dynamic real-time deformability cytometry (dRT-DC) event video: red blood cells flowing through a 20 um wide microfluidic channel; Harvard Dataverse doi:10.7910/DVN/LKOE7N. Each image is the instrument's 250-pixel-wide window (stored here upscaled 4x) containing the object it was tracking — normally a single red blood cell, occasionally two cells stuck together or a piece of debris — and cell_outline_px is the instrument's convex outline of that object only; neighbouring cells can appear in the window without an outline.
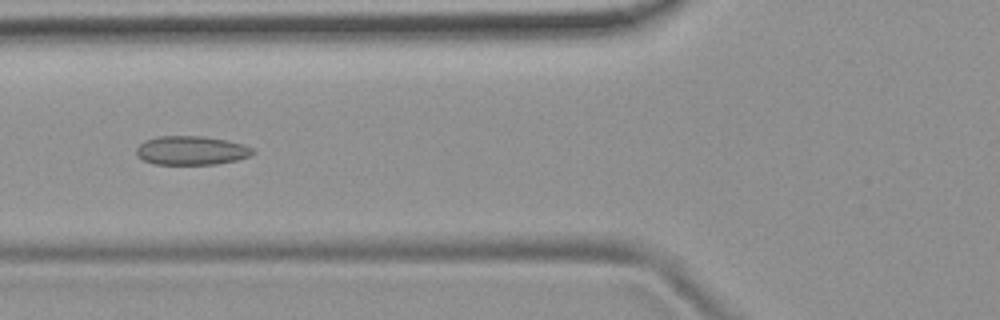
{"species": "common noctule bat (a hibernating species)", "species_latin": "Nyctalus noctula", "temperature_condition": "room temperature", "stored_images_in_passage": 50, "camera_frame_rate_fps": 3000, "um_per_image_px": 0.085, "animal": {"sex": "female", "body_mass_g": 19.9}, "frame": {"image": 1, "passage_image": 17, "time_ms": 5.333, "image_size_px": [1000, 320], "cell_outline_px": [[256, 152], [252, 156], [236, 160], [216, 164], [152, 164], [136, 156], [136, 148], [144, 140], [156, 136], [204, 136], [244, 144], [256, 148]], "centroid_in_image_um": [16.28, 12.79], "position_along_channel_um": 109.5, "area_um2": 19.88}}
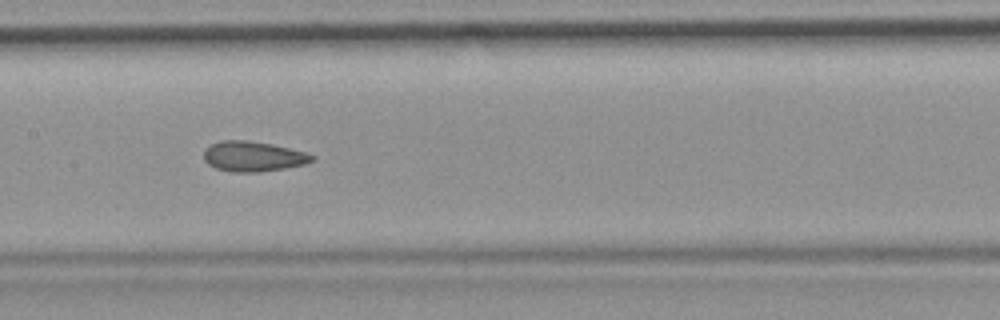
{"frame": {"image": 2, "passage_image": 23, "time_ms": 7.333, "image_size_px": [1000, 320], "cell_outline_px": [[316, 160], [304, 164], [284, 168], [260, 172], [232, 172], [216, 168], [208, 164], [204, 160], [204, 148], [212, 144], [224, 140], [248, 140], [272, 144], [308, 152], [316, 156]], "centroid_in_image_um": [21.55, 13.29], "position_along_channel_um": 185.9, "area_um2": 19.19}}
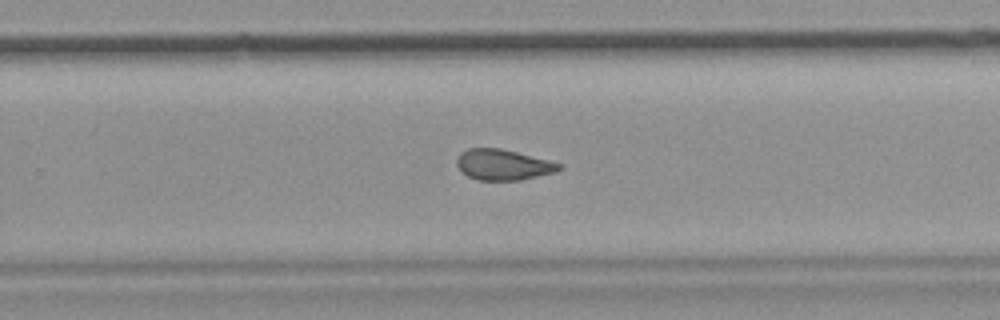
{"frame": {"image": 3, "passage_image": 31, "time_ms": 10.0, "image_size_px": [1000, 320], "cell_outline_px": [[564, 164], [556, 172], [520, 180], [480, 180], [468, 176], [456, 164], [456, 160], [460, 152], [468, 148], [500, 148]], "centroid_in_image_um": [42.77, 13.99], "position_along_channel_um": 287.0, "area_um2": 18.15}, "authors_computed_cell_mechanics": {"area_um2": 19.2185, "velocity_mm_per_s": 3.8181, "shape_relaxation_time_tau1_ms": null, "shape_relaxation_time_tau2_ms": 2.0053, "deformation_change_tau1": null, "deformation_change_tau2": 0.0705}}